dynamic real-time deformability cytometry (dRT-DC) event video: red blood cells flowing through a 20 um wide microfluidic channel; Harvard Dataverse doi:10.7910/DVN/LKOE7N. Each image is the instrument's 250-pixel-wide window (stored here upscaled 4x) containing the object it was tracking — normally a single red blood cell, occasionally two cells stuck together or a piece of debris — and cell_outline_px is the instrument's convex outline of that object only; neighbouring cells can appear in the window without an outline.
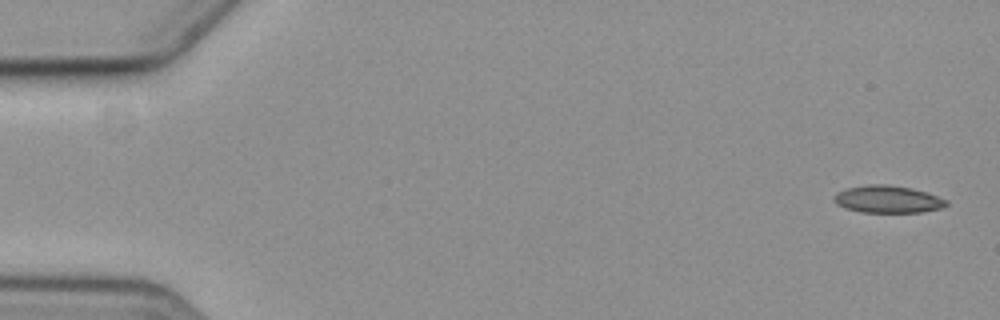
{"species": "common noctule bat (a hibernating species)", "species_latin": "Nyctalus noctula", "temperature_condition": "cold", "stored_images_in_passage": 6, "camera_frame_rate_fps": 3000, "um_per_image_px": 0.085, "animal": {"sex": "female", "body_mass_g": 19.3, "forearm_length_mm": 54.1}, "frame": {"image": 1, "passage_image": 1, "time_ms": 0.0, "image_size_px": [1000, 320], "cell_outline_px": [[948, 204], [940, 208], [920, 212], [860, 212], [844, 208], [836, 204], [836, 196], [840, 192], [848, 188], [868, 184], [888, 184], [912, 188], [948, 200]], "centroid_in_image_um": [75.48, 16.94], "position_along_channel_um": 9.5, "area_um2": 17.57}}
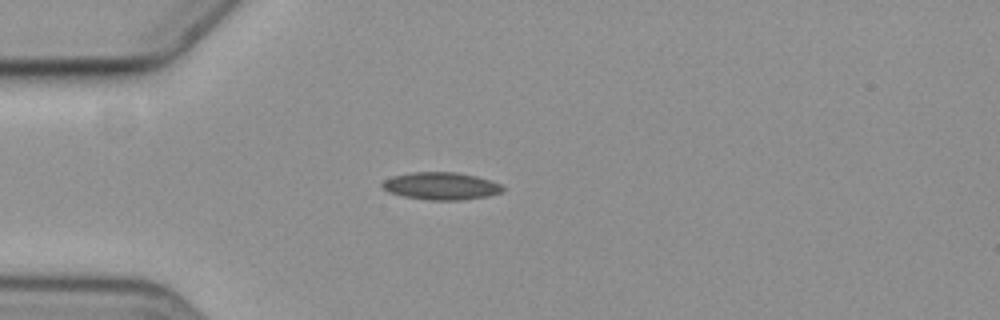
{"frame": {"image": 2, "passage_image": 5, "time_ms": 4.667, "image_size_px": [1000, 320], "cell_outline_px": [[504, 188], [500, 192], [488, 196], [460, 200], [428, 200], [404, 196], [388, 192], [380, 184], [384, 180], [392, 176], [412, 172], [456, 172], [476, 176], [500, 184]], "centroid_in_image_um": [37.45, 15.81], "position_along_channel_um": 47.5, "area_um2": 19.13}}
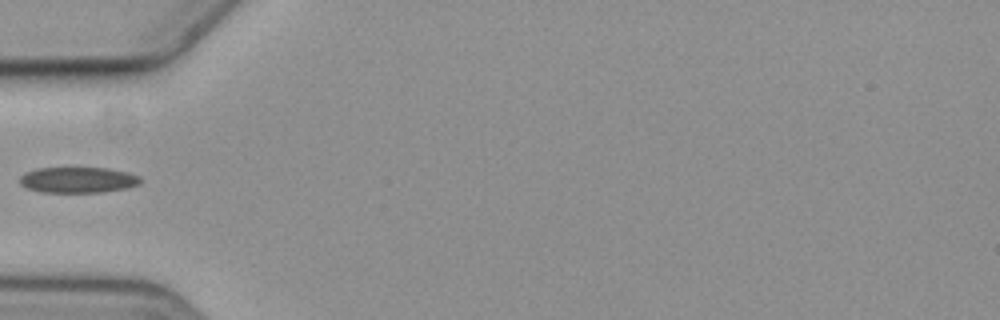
{"frame": {"image": 3, "passage_image": 6, "time_ms": 6.0, "image_size_px": [1000, 320], "cell_outline_px": [[140, 184], [128, 188], [100, 192], [40, 192], [28, 188], [20, 184], [20, 176], [24, 172], [36, 168], [108, 168], [128, 172], [140, 176]], "centroid_in_image_um": [6.63, 15.29], "position_along_channel_um": 78.4, "area_um2": 18.21}}